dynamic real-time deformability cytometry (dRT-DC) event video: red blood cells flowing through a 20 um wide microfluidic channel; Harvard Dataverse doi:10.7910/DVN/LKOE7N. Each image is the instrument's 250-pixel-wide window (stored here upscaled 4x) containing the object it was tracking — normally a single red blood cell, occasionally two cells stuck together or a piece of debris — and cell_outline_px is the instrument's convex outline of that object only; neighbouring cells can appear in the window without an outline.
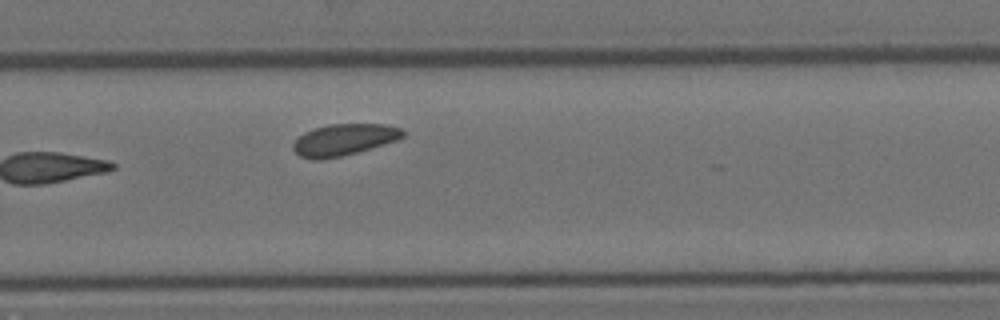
{"species": "Egyptian fruit bat (a non-hibernating species)", "species_latin": "Rousettus aegyptiacus", "temperature_condition": "room temperature", "stored_images_in_passage": 19, "camera_frame_rate_fps": 3000, "um_per_image_px": 0.085, "animal": {"sex": "female"}, "frame": {"image": 1, "passage_image": 19, "time_ms": 6.0, "image_size_px": [1000, 320], "cell_outline_px": [[408, 132], [404, 136], [396, 140], [356, 152], [340, 156], [320, 160], [316, 160], [300, 156], [292, 148], [292, 144], [304, 132], [328, 124], [384, 124], [404, 128]], "centroid_in_image_um": [29.27, 11.86], "position_along_channel_um": 300.5, "area_um2": 20.06}}